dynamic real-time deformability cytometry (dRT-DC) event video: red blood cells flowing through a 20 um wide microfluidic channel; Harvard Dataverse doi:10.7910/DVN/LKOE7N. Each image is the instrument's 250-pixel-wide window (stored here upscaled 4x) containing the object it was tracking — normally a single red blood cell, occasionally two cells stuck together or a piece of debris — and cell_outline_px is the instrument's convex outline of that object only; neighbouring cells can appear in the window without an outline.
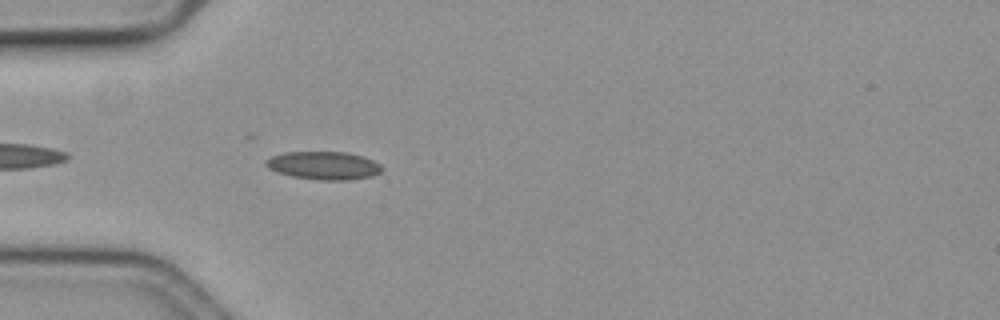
{"species": "common noctule bat (a hibernating species)", "species_latin": "Nyctalus noctula", "temperature_condition": "cold", "stored_images_in_passage": 28, "camera_frame_rate_fps": 3000, "um_per_image_px": 0.085, "animal": {"sex": "female", "body_mass_g": 19.3, "forearm_length_mm": 54.1}, "frame": {"image": 1, "passage_image": 1, "time_ms": 0.0, "image_size_px": [1000, 320], "cell_outline_px": [[384, 168], [380, 172], [372, 176], [348, 180], [316, 180], [292, 176], [268, 168], [264, 164], [264, 160], [272, 156], [284, 152], [348, 152], [372, 160], [380, 164]], "centroid_in_image_um": [27.51, 14.07], "position_along_channel_um": 57.5, "area_um2": 18.96}}
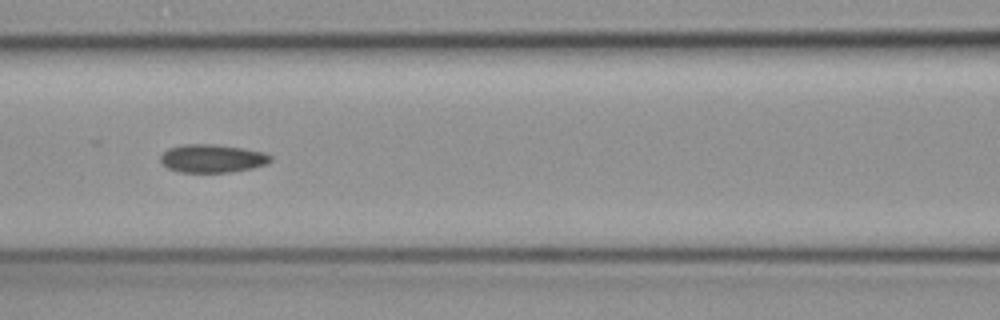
{"frame": {"image": 2, "passage_image": 9, "time_ms": 2.667, "image_size_px": [1000, 320], "cell_outline_px": [[272, 160], [268, 164], [252, 168], [232, 172], [180, 172], [168, 168], [160, 160], [160, 156], [168, 148], [184, 144], [208, 144], [240, 148], [260, 152], [272, 156]], "centroid_in_image_um": [18.03, 13.48], "position_along_channel_um": 148.6, "area_um2": 17.86}}
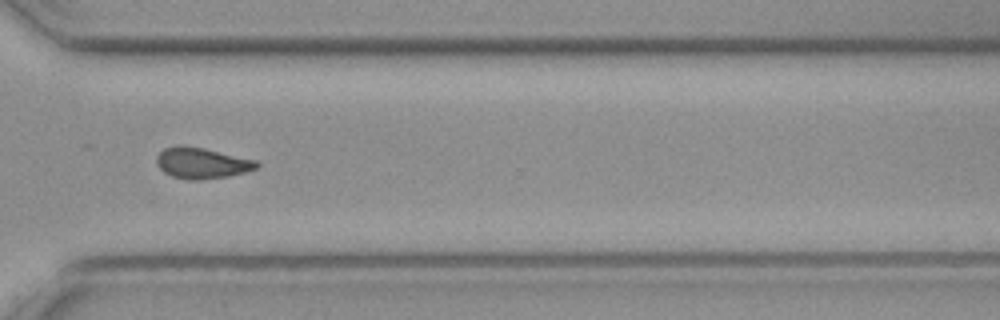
{"frame": {"image": 3, "passage_image": 26, "time_ms": 8.333, "image_size_px": [1000, 320], "cell_outline_px": [[260, 164], [256, 168], [244, 172], [228, 176], [200, 180], [188, 180], [172, 176], [164, 172], [156, 164], [156, 156], [164, 148], [176, 144], [204, 148], [256, 160]], "centroid_in_image_um": [17.12, 13.85], "position_along_channel_um": 353.5, "area_um2": 18.09}, "authors_computed_cell_mechanics": {"area_um2": 17.9469, "velocity_mm_per_s": 3.6173, "shape_relaxation_time_tau1_ms": null, "shape_relaxation_time_tau2_ms": 5.3206, "deformation_change_tau1": null, "deformation_change_tau2": 0.1136}}